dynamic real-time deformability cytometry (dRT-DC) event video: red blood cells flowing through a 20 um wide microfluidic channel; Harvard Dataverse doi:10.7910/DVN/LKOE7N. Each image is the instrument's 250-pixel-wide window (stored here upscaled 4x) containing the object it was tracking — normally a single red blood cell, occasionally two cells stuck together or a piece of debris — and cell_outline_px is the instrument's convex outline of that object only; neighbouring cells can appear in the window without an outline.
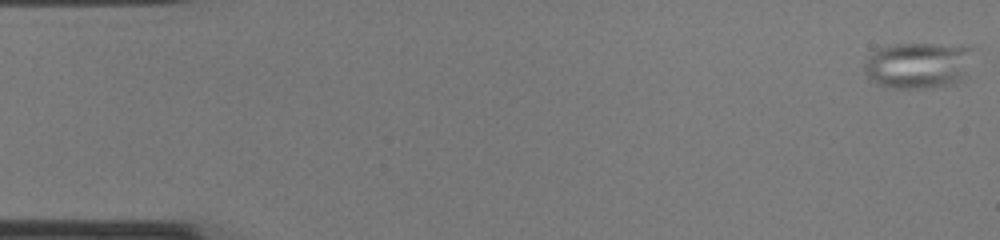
{"species": "common noctule bat (a hibernating species)", "species_latin": "Nyctalus noctula", "temperature_condition": "cold", "stored_images_in_passage": 51, "camera_frame_rate_fps": 3000, "um_per_image_px": 0.085, "animal": {"sex": "female", "body_mass_g": 22.0, "forearm_length_mm": 56.7}, "frame": {"image": 1, "passage_image": 1, "time_ms": 0.0, "image_size_px": [1000, 240], "cell_outline_px": [[976, 48], [960, 80], [956, 84], [932, 88], [884, 88], [876, 84], [864, 72], [864, 64], [868, 56], [880, 48], [896, 44], [940, 44]], "centroid_in_image_um": [78.02, 5.56], "position_along_channel_um": 7.0, "area_um2": 29.42}}
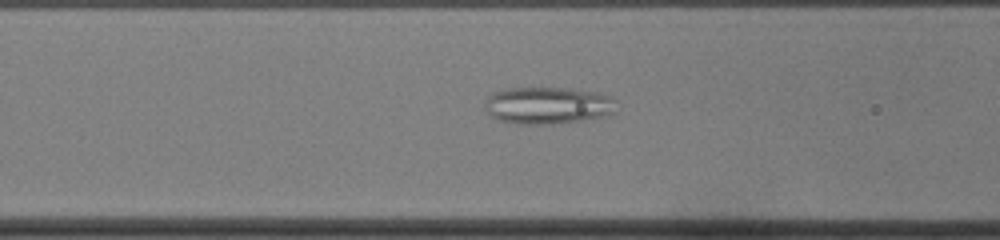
{"frame": {"image": 2, "passage_image": 20, "time_ms": 6.333, "image_size_px": [1000, 240], "cell_outline_px": [[616, 100], [612, 112], [600, 116], [584, 120], [552, 124], [516, 124], [500, 120], [492, 116], [484, 108], [484, 104], [488, 96], [492, 92], [508, 88], [564, 88], [596, 92], [608, 96]], "centroid_in_image_um": [46.49, 8.96], "position_along_channel_um": 120.1, "area_um2": 28.21}}
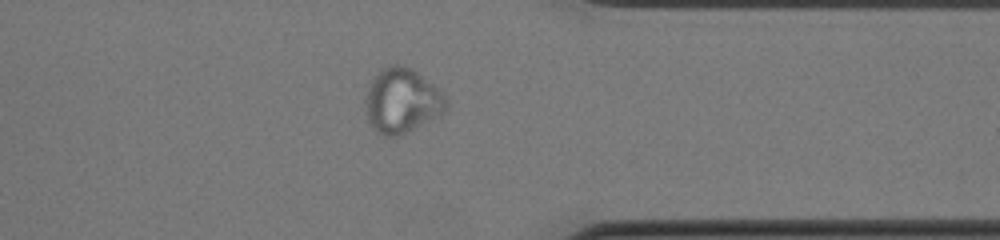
{"frame": {"image": 3, "passage_image": 40, "time_ms": 13.0, "image_size_px": [1000, 240], "cell_outline_px": [[448, 112], [440, 116], [396, 136], [384, 136], [376, 132], [368, 124], [364, 100], [368, 84], [372, 76], [380, 68], [388, 64], [404, 64], [412, 68], [444, 92], [448, 100]], "centroid_in_image_um": [34.16, 8.53], "position_along_channel_um": 377.2, "area_um2": 31.39}, "authors_computed_cell_mechanics": {"area_um2": 29.8248, "velocity_mm_per_s": 3.9521, "shape_relaxation_time_tau1_ms": null, "shape_relaxation_time_tau2_ms": 2.569, "deformation_change_tau1": null, "deformation_change_tau2": 0.0719}}